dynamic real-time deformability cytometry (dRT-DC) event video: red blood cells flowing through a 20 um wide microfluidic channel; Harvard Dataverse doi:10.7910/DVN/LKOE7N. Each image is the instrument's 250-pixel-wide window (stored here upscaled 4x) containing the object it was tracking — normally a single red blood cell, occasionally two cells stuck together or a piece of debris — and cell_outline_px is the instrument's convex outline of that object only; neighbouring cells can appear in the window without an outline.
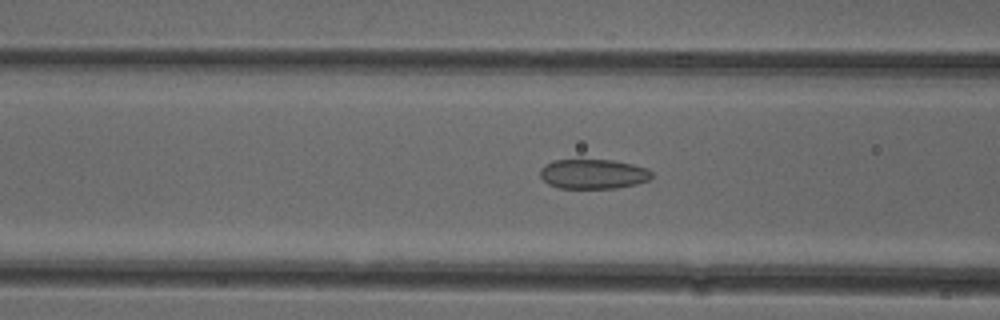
{"species": "common noctule bat (a hibernating species)", "species_latin": "Nyctalus noctula", "temperature_condition": "cold", "stored_images_in_passage": 52, "camera_frame_rate_fps": 3000, "um_per_image_px": 0.085, "animal": {"sex": "female"}, "frame": {"image": 1, "passage_image": 20, "time_ms": 6.333, "image_size_px": [1000, 320], "cell_outline_px": [[652, 176], [648, 180], [636, 184], [616, 188], [560, 188], [548, 184], [540, 176], [540, 168], [544, 164], [552, 160], [612, 160], [632, 164], [648, 168], [652, 172]], "centroid_in_image_um": [50.41, 14.78], "position_along_channel_um": 116.2, "area_um2": 19.36}}
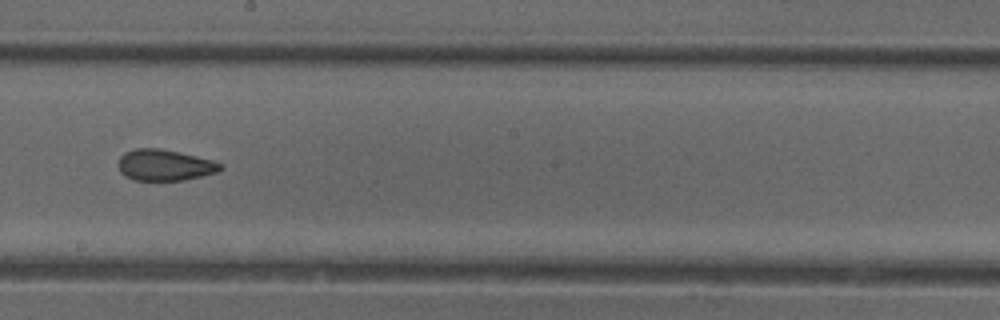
{"frame": {"image": 2, "passage_image": 29, "time_ms": 9.333, "image_size_px": [1000, 320], "cell_outline_px": [[224, 168], [216, 172], [184, 180], [132, 180], [124, 176], [120, 172], [116, 164], [120, 156], [124, 152], [136, 148], [160, 148], [196, 156], [212, 160], [224, 164]], "centroid_in_image_um": [13.95, 14.03], "position_along_channel_um": 234.2, "area_um2": 18.73}}
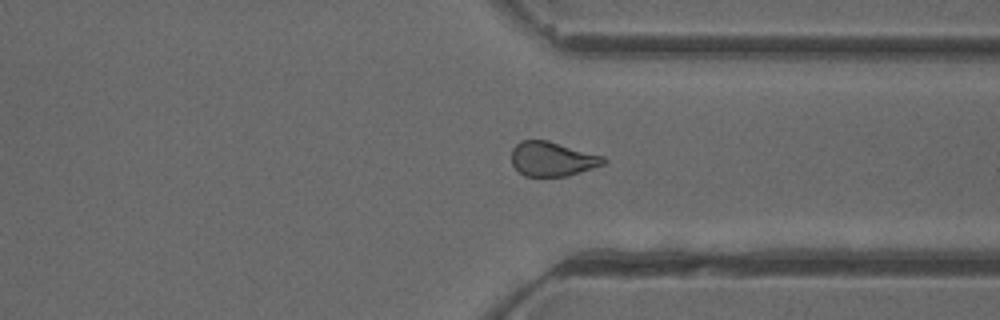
{"frame": {"image": 3, "passage_image": 39, "time_ms": 12.667, "image_size_px": [1000, 320], "cell_outline_px": [[608, 160], [604, 164], [580, 172], [564, 176], [524, 176], [512, 164], [512, 148], [520, 140], [548, 140], [604, 156]], "centroid_in_image_um": [46.95, 13.5], "position_along_channel_um": 364.5, "area_um2": 18.44}, "authors_computed_cell_mechanics": {"area_um2": 19.5364, "velocity_mm_per_s": 3.9272, "shape_relaxation_time_tau1_ms": null, "shape_relaxation_time_tau2_ms": 1.848, "deformation_change_tau1": null, "deformation_change_tau2": 0.0824}}